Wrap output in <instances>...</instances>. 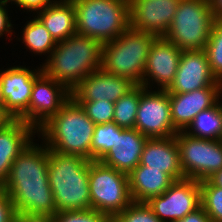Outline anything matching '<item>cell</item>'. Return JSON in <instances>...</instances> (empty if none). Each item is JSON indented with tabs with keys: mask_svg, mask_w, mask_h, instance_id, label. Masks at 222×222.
<instances>
[{
	"mask_svg": "<svg viewBox=\"0 0 222 222\" xmlns=\"http://www.w3.org/2000/svg\"><path fill=\"white\" fill-rule=\"evenodd\" d=\"M14 222H49V221L18 217Z\"/></svg>",
	"mask_w": 222,
	"mask_h": 222,
	"instance_id": "cell-40",
	"label": "cell"
},
{
	"mask_svg": "<svg viewBox=\"0 0 222 222\" xmlns=\"http://www.w3.org/2000/svg\"><path fill=\"white\" fill-rule=\"evenodd\" d=\"M111 218L94 209L56 212L49 222H109Z\"/></svg>",
	"mask_w": 222,
	"mask_h": 222,
	"instance_id": "cell-32",
	"label": "cell"
},
{
	"mask_svg": "<svg viewBox=\"0 0 222 222\" xmlns=\"http://www.w3.org/2000/svg\"><path fill=\"white\" fill-rule=\"evenodd\" d=\"M175 222H212L205 210L200 206L195 211L186 215L183 219H179Z\"/></svg>",
	"mask_w": 222,
	"mask_h": 222,
	"instance_id": "cell-36",
	"label": "cell"
},
{
	"mask_svg": "<svg viewBox=\"0 0 222 222\" xmlns=\"http://www.w3.org/2000/svg\"><path fill=\"white\" fill-rule=\"evenodd\" d=\"M134 128L148 138L173 137L178 133L171 120L167 90L142 91Z\"/></svg>",
	"mask_w": 222,
	"mask_h": 222,
	"instance_id": "cell-10",
	"label": "cell"
},
{
	"mask_svg": "<svg viewBox=\"0 0 222 222\" xmlns=\"http://www.w3.org/2000/svg\"><path fill=\"white\" fill-rule=\"evenodd\" d=\"M162 222H175L201 206L200 182L190 178L174 181L161 195L147 202Z\"/></svg>",
	"mask_w": 222,
	"mask_h": 222,
	"instance_id": "cell-11",
	"label": "cell"
},
{
	"mask_svg": "<svg viewBox=\"0 0 222 222\" xmlns=\"http://www.w3.org/2000/svg\"><path fill=\"white\" fill-rule=\"evenodd\" d=\"M200 201L212 222H222V188L208 179L200 181Z\"/></svg>",
	"mask_w": 222,
	"mask_h": 222,
	"instance_id": "cell-28",
	"label": "cell"
},
{
	"mask_svg": "<svg viewBox=\"0 0 222 222\" xmlns=\"http://www.w3.org/2000/svg\"><path fill=\"white\" fill-rule=\"evenodd\" d=\"M181 52L166 38L157 37L150 47L141 85L148 89L167 90L174 81Z\"/></svg>",
	"mask_w": 222,
	"mask_h": 222,
	"instance_id": "cell-14",
	"label": "cell"
},
{
	"mask_svg": "<svg viewBox=\"0 0 222 222\" xmlns=\"http://www.w3.org/2000/svg\"><path fill=\"white\" fill-rule=\"evenodd\" d=\"M147 139L135 128L124 129L116 125V141L100 162L128 175L139 165Z\"/></svg>",
	"mask_w": 222,
	"mask_h": 222,
	"instance_id": "cell-19",
	"label": "cell"
},
{
	"mask_svg": "<svg viewBox=\"0 0 222 222\" xmlns=\"http://www.w3.org/2000/svg\"><path fill=\"white\" fill-rule=\"evenodd\" d=\"M56 42L77 33L75 6L72 0H53L35 13Z\"/></svg>",
	"mask_w": 222,
	"mask_h": 222,
	"instance_id": "cell-22",
	"label": "cell"
},
{
	"mask_svg": "<svg viewBox=\"0 0 222 222\" xmlns=\"http://www.w3.org/2000/svg\"><path fill=\"white\" fill-rule=\"evenodd\" d=\"M205 52L210 70L214 77L222 83V20L213 23Z\"/></svg>",
	"mask_w": 222,
	"mask_h": 222,
	"instance_id": "cell-27",
	"label": "cell"
},
{
	"mask_svg": "<svg viewBox=\"0 0 222 222\" xmlns=\"http://www.w3.org/2000/svg\"><path fill=\"white\" fill-rule=\"evenodd\" d=\"M71 98V92L44 72L34 81L27 109V124L36 131Z\"/></svg>",
	"mask_w": 222,
	"mask_h": 222,
	"instance_id": "cell-13",
	"label": "cell"
},
{
	"mask_svg": "<svg viewBox=\"0 0 222 222\" xmlns=\"http://www.w3.org/2000/svg\"><path fill=\"white\" fill-rule=\"evenodd\" d=\"M52 1L53 0H9L11 6L16 5V7H19V10L22 9L27 13L31 11L30 14L33 12L34 15L35 12L43 10Z\"/></svg>",
	"mask_w": 222,
	"mask_h": 222,
	"instance_id": "cell-35",
	"label": "cell"
},
{
	"mask_svg": "<svg viewBox=\"0 0 222 222\" xmlns=\"http://www.w3.org/2000/svg\"><path fill=\"white\" fill-rule=\"evenodd\" d=\"M180 0H129L130 28L164 37Z\"/></svg>",
	"mask_w": 222,
	"mask_h": 222,
	"instance_id": "cell-16",
	"label": "cell"
},
{
	"mask_svg": "<svg viewBox=\"0 0 222 222\" xmlns=\"http://www.w3.org/2000/svg\"><path fill=\"white\" fill-rule=\"evenodd\" d=\"M17 218L18 214L10 196L0 188V222H14Z\"/></svg>",
	"mask_w": 222,
	"mask_h": 222,
	"instance_id": "cell-33",
	"label": "cell"
},
{
	"mask_svg": "<svg viewBox=\"0 0 222 222\" xmlns=\"http://www.w3.org/2000/svg\"><path fill=\"white\" fill-rule=\"evenodd\" d=\"M210 6L215 20H222V0H210Z\"/></svg>",
	"mask_w": 222,
	"mask_h": 222,
	"instance_id": "cell-37",
	"label": "cell"
},
{
	"mask_svg": "<svg viewBox=\"0 0 222 222\" xmlns=\"http://www.w3.org/2000/svg\"><path fill=\"white\" fill-rule=\"evenodd\" d=\"M175 137L184 178L200 182L222 169V140L197 138L184 131Z\"/></svg>",
	"mask_w": 222,
	"mask_h": 222,
	"instance_id": "cell-9",
	"label": "cell"
},
{
	"mask_svg": "<svg viewBox=\"0 0 222 222\" xmlns=\"http://www.w3.org/2000/svg\"><path fill=\"white\" fill-rule=\"evenodd\" d=\"M91 209L112 218L132 202L128 175L100 161H91L89 170Z\"/></svg>",
	"mask_w": 222,
	"mask_h": 222,
	"instance_id": "cell-8",
	"label": "cell"
},
{
	"mask_svg": "<svg viewBox=\"0 0 222 222\" xmlns=\"http://www.w3.org/2000/svg\"><path fill=\"white\" fill-rule=\"evenodd\" d=\"M171 120L177 132L185 131L195 116L222 99V87H205L186 93H169Z\"/></svg>",
	"mask_w": 222,
	"mask_h": 222,
	"instance_id": "cell-17",
	"label": "cell"
},
{
	"mask_svg": "<svg viewBox=\"0 0 222 222\" xmlns=\"http://www.w3.org/2000/svg\"><path fill=\"white\" fill-rule=\"evenodd\" d=\"M14 118L6 111L4 106H0V130L10 124Z\"/></svg>",
	"mask_w": 222,
	"mask_h": 222,
	"instance_id": "cell-38",
	"label": "cell"
},
{
	"mask_svg": "<svg viewBox=\"0 0 222 222\" xmlns=\"http://www.w3.org/2000/svg\"><path fill=\"white\" fill-rule=\"evenodd\" d=\"M9 5H11L9 0H0V38L5 35L7 36L6 39H8V36H10L9 39L10 41H12L11 36L15 35L13 34V32L15 31L13 30V25L15 24H12V20L9 16L10 13L8 14V12H10L8 11V8H10L8 7Z\"/></svg>",
	"mask_w": 222,
	"mask_h": 222,
	"instance_id": "cell-34",
	"label": "cell"
},
{
	"mask_svg": "<svg viewBox=\"0 0 222 222\" xmlns=\"http://www.w3.org/2000/svg\"><path fill=\"white\" fill-rule=\"evenodd\" d=\"M113 222H162L146 202H132L122 212L114 215Z\"/></svg>",
	"mask_w": 222,
	"mask_h": 222,
	"instance_id": "cell-30",
	"label": "cell"
},
{
	"mask_svg": "<svg viewBox=\"0 0 222 222\" xmlns=\"http://www.w3.org/2000/svg\"><path fill=\"white\" fill-rule=\"evenodd\" d=\"M31 69L20 64L0 69L3 106L14 119L26 123L34 81L43 73L41 65Z\"/></svg>",
	"mask_w": 222,
	"mask_h": 222,
	"instance_id": "cell-12",
	"label": "cell"
},
{
	"mask_svg": "<svg viewBox=\"0 0 222 222\" xmlns=\"http://www.w3.org/2000/svg\"><path fill=\"white\" fill-rule=\"evenodd\" d=\"M95 125L113 122L114 103L102 99L99 101H76Z\"/></svg>",
	"mask_w": 222,
	"mask_h": 222,
	"instance_id": "cell-31",
	"label": "cell"
},
{
	"mask_svg": "<svg viewBox=\"0 0 222 222\" xmlns=\"http://www.w3.org/2000/svg\"><path fill=\"white\" fill-rule=\"evenodd\" d=\"M215 21L210 0H180L164 38L180 50H202Z\"/></svg>",
	"mask_w": 222,
	"mask_h": 222,
	"instance_id": "cell-7",
	"label": "cell"
},
{
	"mask_svg": "<svg viewBox=\"0 0 222 222\" xmlns=\"http://www.w3.org/2000/svg\"><path fill=\"white\" fill-rule=\"evenodd\" d=\"M116 141V124L114 122L95 125L91 143V160L100 161Z\"/></svg>",
	"mask_w": 222,
	"mask_h": 222,
	"instance_id": "cell-29",
	"label": "cell"
},
{
	"mask_svg": "<svg viewBox=\"0 0 222 222\" xmlns=\"http://www.w3.org/2000/svg\"><path fill=\"white\" fill-rule=\"evenodd\" d=\"M77 34L101 43L116 39L130 28L129 0H72Z\"/></svg>",
	"mask_w": 222,
	"mask_h": 222,
	"instance_id": "cell-5",
	"label": "cell"
},
{
	"mask_svg": "<svg viewBox=\"0 0 222 222\" xmlns=\"http://www.w3.org/2000/svg\"><path fill=\"white\" fill-rule=\"evenodd\" d=\"M136 86L130 79L112 75L102 68L86 76L72 91L75 101H99L115 103Z\"/></svg>",
	"mask_w": 222,
	"mask_h": 222,
	"instance_id": "cell-18",
	"label": "cell"
},
{
	"mask_svg": "<svg viewBox=\"0 0 222 222\" xmlns=\"http://www.w3.org/2000/svg\"><path fill=\"white\" fill-rule=\"evenodd\" d=\"M139 165L147 166L149 169H161L174 181L184 178L175 136L148 138Z\"/></svg>",
	"mask_w": 222,
	"mask_h": 222,
	"instance_id": "cell-20",
	"label": "cell"
},
{
	"mask_svg": "<svg viewBox=\"0 0 222 222\" xmlns=\"http://www.w3.org/2000/svg\"><path fill=\"white\" fill-rule=\"evenodd\" d=\"M208 180L215 186L222 188V169L214 173Z\"/></svg>",
	"mask_w": 222,
	"mask_h": 222,
	"instance_id": "cell-39",
	"label": "cell"
},
{
	"mask_svg": "<svg viewBox=\"0 0 222 222\" xmlns=\"http://www.w3.org/2000/svg\"><path fill=\"white\" fill-rule=\"evenodd\" d=\"M184 132L197 138L222 140V100L198 113Z\"/></svg>",
	"mask_w": 222,
	"mask_h": 222,
	"instance_id": "cell-25",
	"label": "cell"
},
{
	"mask_svg": "<svg viewBox=\"0 0 222 222\" xmlns=\"http://www.w3.org/2000/svg\"><path fill=\"white\" fill-rule=\"evenodd\" d=\"M102 43L92 37L74 34L59 41L41 65L43 72L70 92L89 74L101 69Z\"/></svg>",
	"mask_w": 222,
	"mask_h": 222,
	"instance_id": "cell-2",
	"label": "cell"
},
{
	"mask_svg": "<svg viewBox=\"0 0 222 222\" xmlns=\"http://www.w3.org/2000/svg\"><path fill=\"white\" fill-rule=\"evenodd\" d=\"M33 18L26 21L24 24V27L21 31V35L18 40L22 41L24 44L25 49H28L31 53L35 55H41L42 54L46 58L44 62L50 57L51 52L56 47V40L51 36L49 31L45 28L43 23L35 16L30 15ZM22 39V40H21Z\"/></svg>",
	"mask_w": 222,
	"mask_h": 222,
	"instance_id": "cell-24",
	"label": "cell"
},
{
	"mask_svg": "<svg viewBox=\"0 0 222 222\" xmlns=\"http://www.w3.org/2000/svg\"><path fill=\"white\" fill-rule=\"evenodd\" d=\"M156 38L155 34L129 28L116 39L102 43L101 68L141 85L149 50Z\"/></svg>",
	"mask_w": 222,
	"mask_h": 222,
	"instance_id": "cell-6",
	"label": "cell"
},
{
	"mask_svg": "<svg viewBox=\"0 0 222 222\" xmlns=\"http://www.w3.org/2000/svg\"><path fill=\"white\" fill-rule=\"evenodd\" d=\"M92 160L49 149L48 178L56 212L91 209L89 170Z\"/></svg>",
	"mask_w": 222,
	"mask_h": 222,
	"instance_id": "cell-4",
	"label": "cell"
},
{
	"mask_svg": "<svg viewBox=\"0 0 222 222\" xmlns=\"http://www.w3.org/2000/svg\"><path fill=\"white\" fill-rule=\"evenodd\" d=\"M144 89V86L136 85L114 103L113 122L117 126L124 129H134L140 94Z\"/></svg>",
	"mask_w": 222,
	"mask_h": 222,
	"instance_id": "cell-26",
	"label": "cell"
},
{
	"mask_svg": "<svg viewBox=\"0 0 222 222\" xmlns=\"http://www.w3.org/2000/svg\"><path fill=\"white\" fill-rule=\"evenodd\" d=\"M37 131L25 121L14 119L0 130V181L3 183L11 165L24 148L35 139Z\"/></svg>",
	"mask_w": 222,
	"mask_h": 222,
	"instance_id": "cell-21",
	"label": "cell"
},
{
	"mask_svg": "<svg viewBox=\"0 0 222 222\" xmlns=\"http://www.w3.org/2000/svg\"><path fill=\"white\" fill-rule=\"evenodd\" d=\"M0 106H3V101L1 96V81H0Z\"/></svg>",
	"mask_w": 222,
	"mask_h": 222,
	"instance_id": "cell-41",
	"label": "cell"
},
{
	"mask_svg": "<svg viewBox=\"0 0 222 222\" xmlns=\"http://www.w3.org/2000/svg\"><path fill=\"white\" fill-rule=\"evenodd\" d=\"M130 195L134 202H147L164 193L174 180L161 169L137 165L129 174Z\"/></svg>",
	"mask_w": 222,
	"mask_h": 222,
	"instance_id": "cell-23",
	"label": "cell"
},
{
	"mask_svg": "<svg viewBox=\"0 0 222 222\" xmlns=\"http://www.w3.org/2000/svg\"><path fill=\"white\" fill-rule=\"evenodd\" d=\"M205 87H222L210 70L205 50H182L174 81L167 92L186 93Z\"/></svg>",
	"mask_w": 222,
	"mask_h": 222,
	"instance_id": "cell-15",
	"label": "cell"
},
{
	"mask_svg": "<svg viewBox=\"0 0 222 222\" xmlns=\"http://www.w3.org/2000/svg\"><path fill=\"white\" fill-rule=\"evenodd\" d=\"M95 123L72 97L37 130V137L53 151L91 160Z\"/></svg>",
	"mask_w": 222,
	"mask_h": 222,
	"instance_id": "cell-3",
	"label": "cell"
},
{
	"mask_svg": "<svg viewBox=\"0 0 222 222\" xmlns=\"http://www.w3.org/2000/svg\"><path fill=\"white\" fill-rule=\"evenodd\" d=\"M33 139L11 165L2 189L10 196L18 217L49 221L56 214L48 178L49 149Z\"/></svg>",
	"mask_w": 222,
	"mask_h": 222,
	"instance_id": "cell-1",
	"label": "cell"
}]
</instances>
